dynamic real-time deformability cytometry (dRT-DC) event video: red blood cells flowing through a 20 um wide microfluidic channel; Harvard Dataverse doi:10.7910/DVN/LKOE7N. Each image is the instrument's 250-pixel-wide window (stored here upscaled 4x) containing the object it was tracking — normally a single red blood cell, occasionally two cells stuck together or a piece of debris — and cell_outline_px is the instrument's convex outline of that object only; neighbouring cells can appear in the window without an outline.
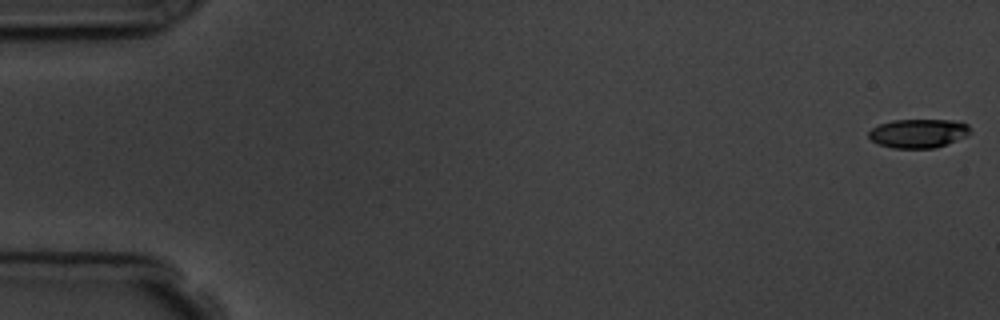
{"species": "common noctule bat (a hibernating species)", "species_latin": "Nyctalus noctula", "temperature_condition": "room temperature", "stored_images_in_passage": 9, "camera_frame_rate_fps": 3000, "um_per_image_px": 0.085, "animal": {"sex": "male", "body_mass_g": 19.5, "forearm_length_mm": 54.6}, "frame": {"image": 1, "passage_image": 1, "time_ms": 0.0, "image_size_px": [1000, 320], "cell_outline_px": [[972, 132], [968, 136], [936, 148], [892, 148], [880, 144], [872, 140], [868, 136], [868, 132], [872, 128], [880, 124], [892, 120], [952, 120], [968, 124]], "centroid_in_image_um": [78.09, 11.33], "position_along_channel_um": 6.9, "area_um2": 17.17}}
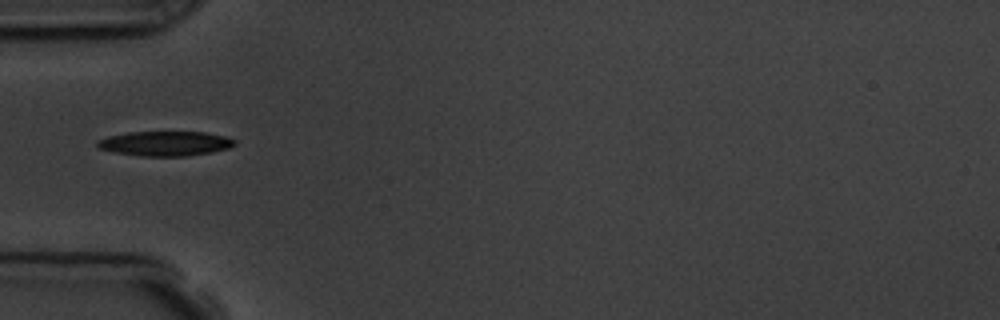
{"frame": {"image": 2, "passage_image": 6, "time_ms": 5.667, "image_size_px": [1000, 320], "cell_outline_px": [[236, 144], [228, 148], [212, 152], [188, 156], [140, 156], [112, 152], [96, 148], [96, 140], [108, 136], [128, 132], [204, 132], [224, 136], [236, 140]], "centroid_in_image_um": [13.99, 12.2], "position_along_channel_um": 71.0, "area_um2": 19.94}}